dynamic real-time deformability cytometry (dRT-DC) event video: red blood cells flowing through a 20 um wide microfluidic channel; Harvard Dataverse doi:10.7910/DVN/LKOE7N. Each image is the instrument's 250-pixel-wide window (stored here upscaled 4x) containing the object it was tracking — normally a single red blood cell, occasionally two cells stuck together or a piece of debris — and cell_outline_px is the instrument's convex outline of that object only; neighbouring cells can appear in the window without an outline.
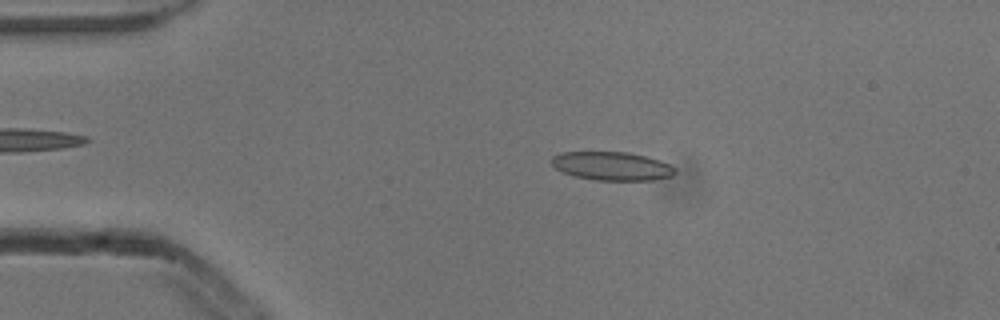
{"species": "common noctule bat (a hibernating species)", "species_latin": "Nyctalus noctula", "temperature_condition": "cold", "stored_images_in_passage": 3, "camera_frame_rate_fps": 3000, "um_per_image_px": 0.085, "animal": {"sex": "male", "body_mass_g": 13.3}, "frame": {"image": 1, "passage_image": 2, "time_ms": 0.333, "image_size_px": [1000, 320], "cell_outline_px": [[676, 172], [672, 176], [652, 180], [596, 180], [576, 176], [564, 172], [556, 168], [552, 164], [552, 156], [564, 152], [628, 152], [660, 160], [676, 168]], "centroid_in_image_um": [52.04, 14.11], "position_along_channel_um": 33.0, "area_um2": 20.35}}